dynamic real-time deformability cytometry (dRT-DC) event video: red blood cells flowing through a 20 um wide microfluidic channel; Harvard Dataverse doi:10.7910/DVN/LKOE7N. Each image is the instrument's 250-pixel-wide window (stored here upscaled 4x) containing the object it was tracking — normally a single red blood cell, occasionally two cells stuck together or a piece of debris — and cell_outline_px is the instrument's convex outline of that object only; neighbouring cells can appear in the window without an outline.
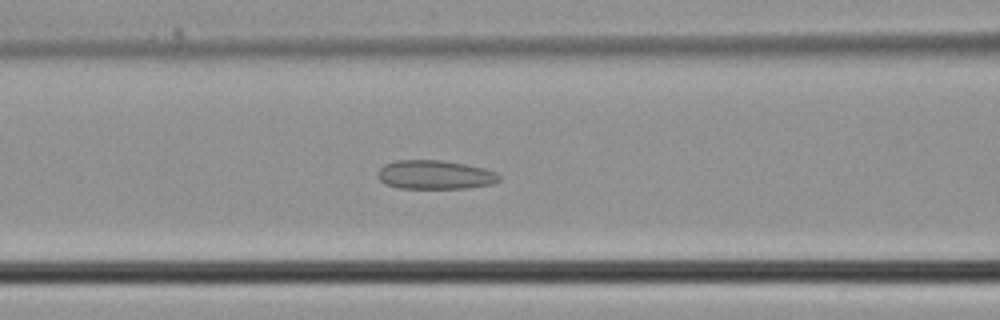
{"species": "common noctule bat (a hibernating species)", "species_latin": "Nyctalus noctula", "temperature_condition": "cold", "stored_images_in_passage": 38, "camera_frame_rate_fps": 3000, "um_per_image_px": 0.085, "animal": {"sex": "male", "body_mass_g": 21.5, "forearm_length_mm": 52.0}, "frame": {"image": 1, "passage_image": 15, "time_ms": 4.667, "image_size_px": [1000, 320], "cell_outline_px": [[500, 180], [492, 184], [464, 188], [400, 188], [388, 184], [380, 180], [376, 176], [376, 172], [384, 164], [396, 160], [440, 160], [464, 164], [484, 168], [496, 172], [500, 176]], "centroid_in_image_um": [36.95, 14.85], "position_along_channel_um": 129.6, "area_um2": 20.4}}
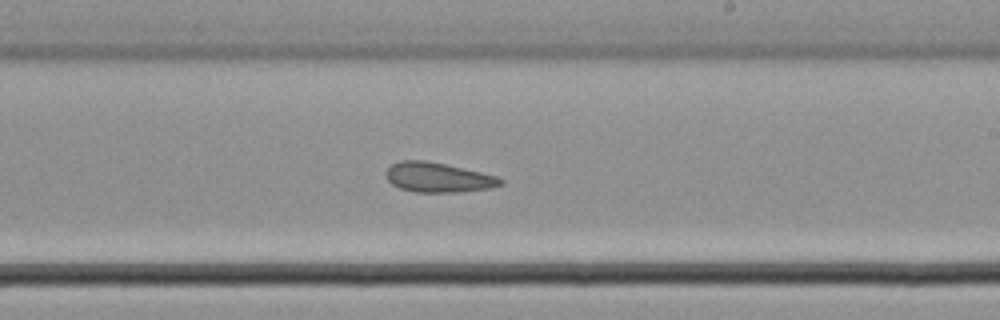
{"frame": {"image": 2, "passage_image": 22, "time_ms": 7.0, "image_size_px": [1000, 320], "cell_outline_px": [[504, 184], [492, 188], [460, 192], [416, 192], [400, 188], [392, 184], [384, 176], [384, 172], [392, 164], [400, 160], [424, 160], [444, 164], [480, 172], [496, 176], [504, 180]], "centroid_in_image_um": [37.22, 15.08], "position_along_channel_um": 251.8, "area_um2": 19.88}}
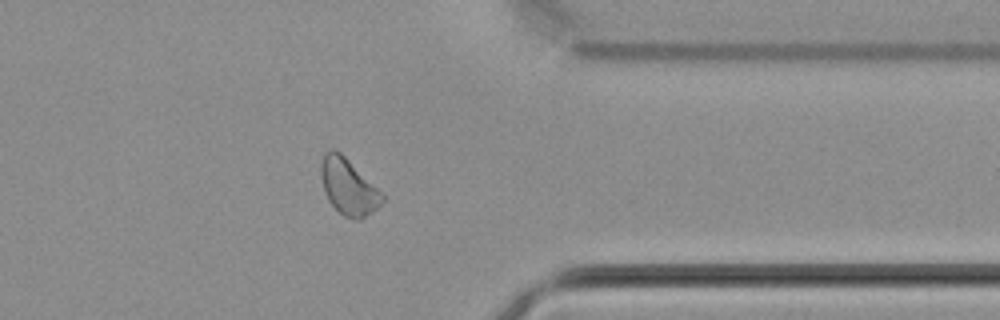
{"frame": {"image": 3, "passage_image": 30, "time_ms": 9.667, "image_size_px": [1000, 320], "cell_outline_px": [[384, 200], [372, 212], [360, 220], [356, 220], [344, 216], [328, 200], [320, 176], [320, 164], [324, 152], [328, 148], [332, 148], [340, 152], [384, 196]], "centroid_in_image_um": [29.56, 15.86], "position_along_channel_um": 381.8, "area_um2": 19.59}}